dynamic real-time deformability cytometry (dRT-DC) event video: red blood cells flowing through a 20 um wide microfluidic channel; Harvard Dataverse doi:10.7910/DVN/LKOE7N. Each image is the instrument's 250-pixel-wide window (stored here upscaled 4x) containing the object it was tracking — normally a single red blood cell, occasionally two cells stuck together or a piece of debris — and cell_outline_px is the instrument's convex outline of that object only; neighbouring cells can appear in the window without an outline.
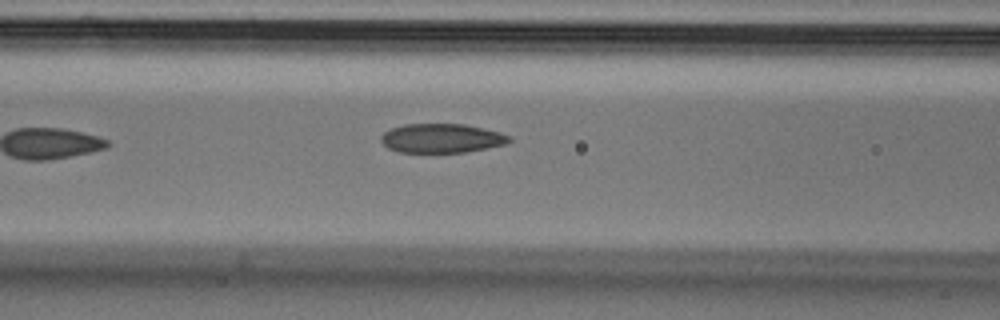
{"species": "Egyptian fruit bat (a non-hibernating species)", "species_latin": "Rousettus aegyptiacus", "temperature_condition": "cold", "stored_images_in_passage": 5, "camera_frame_rate_fps": 3000, "um_per_image_px": 0.085, "animal": {"sex": "male"}, "frame": {"image": 1, "passage_image": 4, "time_ms": 1.0, "image_size_px": [1000, 320], "cell_outline_px": [[512, 140], [508, 144], [488, 148], [464, 152], [396, 152], [388, 148], [380, 140], [380, 136], [384, 132], [392, 128], [404, 124], [464, 124], [484, 128], [500, 132], [512, 136]], "centroid_in_image_um": [37.57, 11.75], "position_along_channel_um": 129.0, "area_um2": 21.96}}